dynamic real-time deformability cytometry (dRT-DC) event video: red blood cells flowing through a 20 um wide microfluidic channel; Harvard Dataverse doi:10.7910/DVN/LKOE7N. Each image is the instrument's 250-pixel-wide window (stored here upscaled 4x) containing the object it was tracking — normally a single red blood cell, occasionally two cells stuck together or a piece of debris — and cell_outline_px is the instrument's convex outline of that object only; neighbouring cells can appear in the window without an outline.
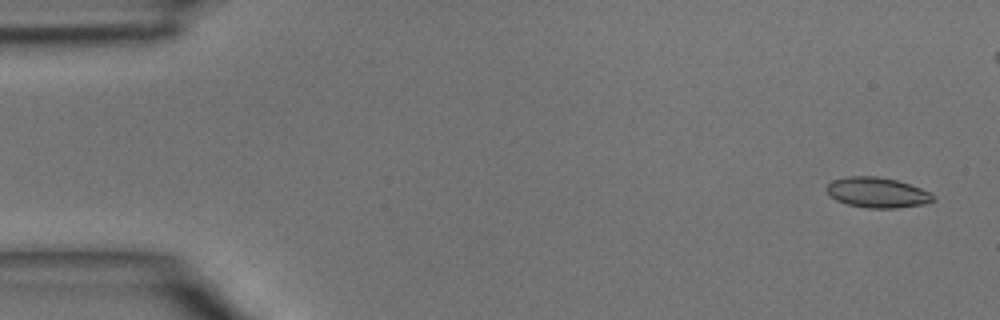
{"species": "common noctule bat (a hibernating species)", "species_latin": "Nyctalus noctula", "temperature_condition": "room temperature", "stored_images_in_passage": 4, "camera_frame_rate_fps": 3000, "um_per_image_px": 0.085, "animal": {"sex": "male", "body_mass_g": 15.6}, "frame": {"image": 1, "passage_image": 1, "time_ms": 0.0, "image_size_px": [1000, 320], "cell_outline_px": [[936, 200], [924, 204], [896, 208], [868, 208], [848, 204], [836, 200], [824, 188], [832, 180], [848, 176], [876, 176], [896, 180], [932, 192], [936, 196]], "centroid_in_image_um": [74.59, 16.36], "position_along_channel_um": 10.4, "area_um2": 18.84}}